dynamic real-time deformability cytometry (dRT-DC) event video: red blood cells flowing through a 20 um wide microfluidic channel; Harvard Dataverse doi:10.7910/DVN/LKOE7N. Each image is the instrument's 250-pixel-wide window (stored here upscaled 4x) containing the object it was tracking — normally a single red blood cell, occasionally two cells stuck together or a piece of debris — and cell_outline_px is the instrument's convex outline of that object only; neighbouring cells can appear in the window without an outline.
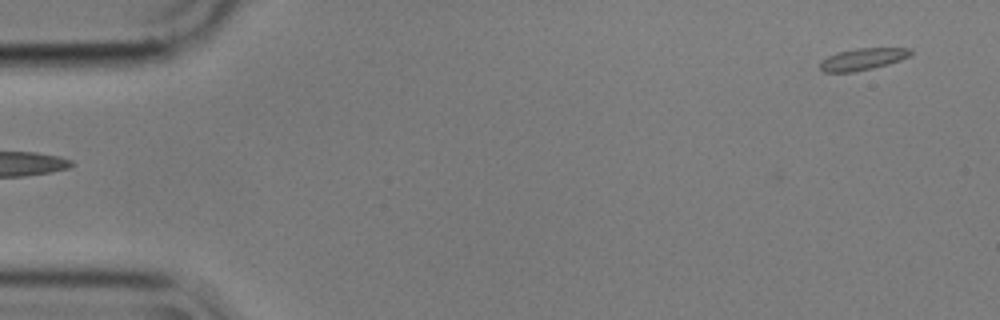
{"species": "common noctule bat (a hibernating species)", "species_latin": "Nyctalus noctula", "temperature_condition": "cold", "stored_images_in_passage": 4, "camera_frame_rate_fps": 3000, "um_per_image_px": 0.085, "animal": {"sex": "male", "body_mass_g": 17.9}, "frame": {"image": 1, "passage_image": 1, "time_ms": 0.0, "image_size_px": [1000, 320], "cell_outline_px": [[912, 56], [888, 64], [872, 68], [852, 72], [824, 72], [820, 68], [820, 64], [828, 56], [836, 52], [856, 48], [912, 48]], "centroid_in_image_um": [73.37, 5.01], "position_along_channel_um": 11.6, "area_um2": 11.5}}
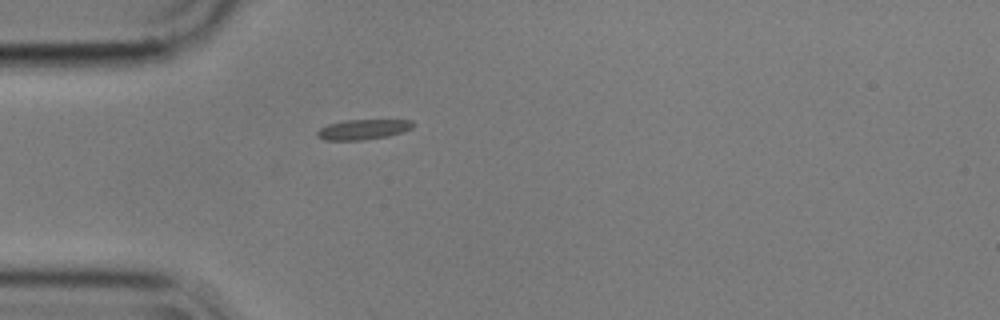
{"frame": {"image": 2, "passage_image": 4, "time_ms": 1.0, "image_size_px": [1000, 320], "cell_outline_px": [[416, 124], [412, 128], [388, 136], [364, 140], [324, 140], [316, 136], [316, 132], [320, 128], [328, 124], [344, 120], [412, 120]], "centroid_in_image_um": [30.84, 11.0], "position_along_channel_um": 54.2, "area_um2": 11.27}}